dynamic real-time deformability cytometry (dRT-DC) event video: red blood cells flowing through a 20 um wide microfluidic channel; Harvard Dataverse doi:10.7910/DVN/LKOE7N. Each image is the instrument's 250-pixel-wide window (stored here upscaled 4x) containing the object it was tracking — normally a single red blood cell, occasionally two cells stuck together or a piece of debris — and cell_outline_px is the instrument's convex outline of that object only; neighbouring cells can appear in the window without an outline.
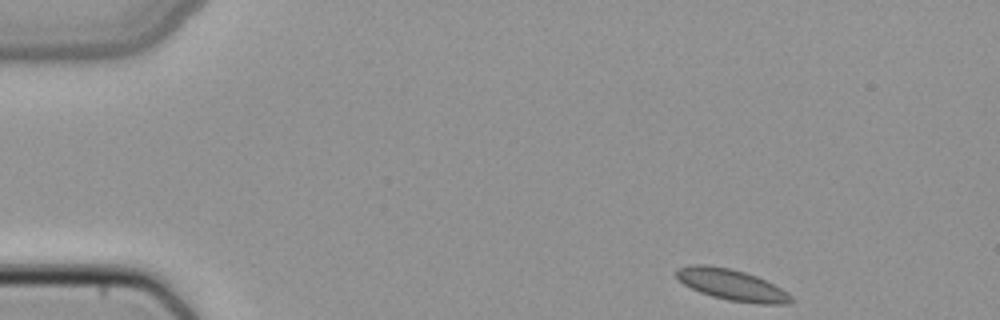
{"species": "common noctule bat (a hibernating species)", "species_latin": "Nyctalus noctula", "temperature_condition": "cold", "stored_images_in_passage": 45, "camera_frame_rate_fps": 3000, "um_per_image_px": 0.085, "animal": {"sex": "female", "body_mass_g": 22.7, "forearm_length_mm": 54.2}, "frame": {"image": 1, "passage_image": 1, "time_ms": 0.0, "image_size_px": [1000, 320], "cell_outline_px": [[792, 300], [788, 304], [760, 304], [728, 300], [712, 296], [700, 292], [684, 284], [672, 272], [676, 268], [696, 264], [704, 264], [728, 268], [744, 272], [756, 276], [788, 292], [792, 296]], "centroid_in_image_um": [62.17, 24.21], "position_along_channel_um": 22.8, "area_um2": 20.63}}
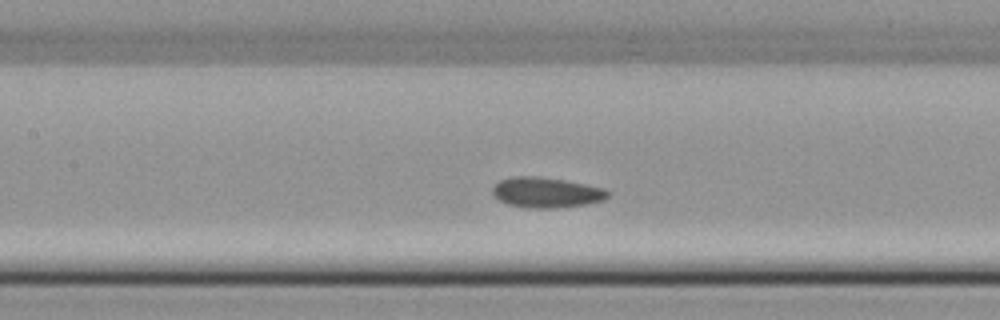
{"frame": {"image": 2, "passage_image": 18, "time_ms": 5.667, "image_size_px": [1000, 320], "cell_outline_px": [[612, 192], [604, 200], [584, 204], [552, 208], [528, 208], [508, 204], [492, 196], [492, 188], [500, 180], [508, 176], [540, 176], [564, 180], [604, 188]], "centroid_in_image_um": [46.41, 16.35], "position_along_channel_um": 161.0, "area_um2": 20.46}}
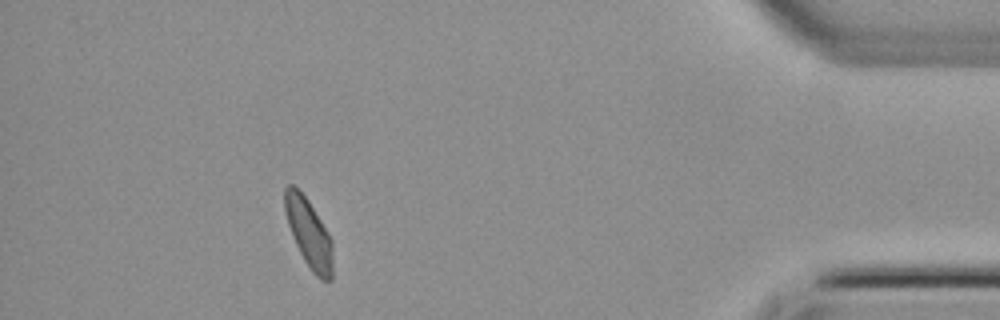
{"frame": {"image": 3, "passage_image": 40, "time_ms": 13.0, "image_size_px": [1000, 320], "cell_outline_px": [[332, 280], [320, 280], [312, 272], [304, 260], [292, 236], [288, 224], [284, 208], [284, 188], [288, 184], [292, 184], [308, 200], [328, 232], [332, 240]], "centroid_in_image_um": [26.25, 19.83], "position_along_channel_um": 409.0, "area_um2": 19.07}}